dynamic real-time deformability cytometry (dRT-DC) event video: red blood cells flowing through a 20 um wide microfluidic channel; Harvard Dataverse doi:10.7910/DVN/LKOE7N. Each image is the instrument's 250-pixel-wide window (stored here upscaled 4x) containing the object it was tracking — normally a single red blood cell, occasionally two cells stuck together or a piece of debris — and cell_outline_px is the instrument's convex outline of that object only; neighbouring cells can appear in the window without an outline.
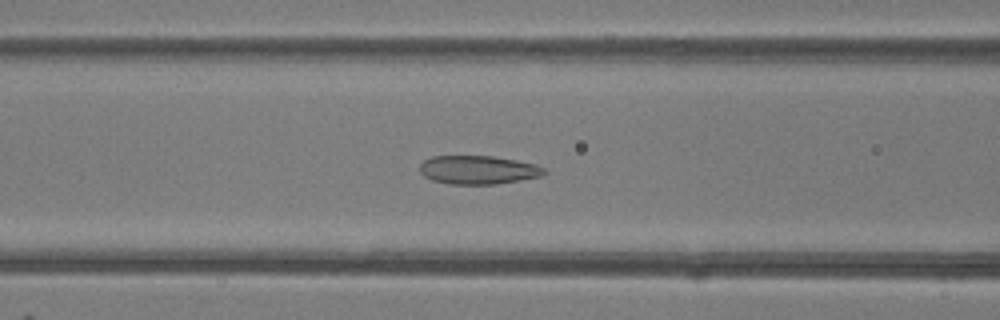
{"species": "common noctule bat (a hibernating species)", "species_latin": "Nyctalus noctula", "temperature_condition": "room temperature", "stored_images_in_passage": 49, "camera_frame_rate_fps": 3000, "um_per_image_px": 0.085, "animal": {"sex": "female"}, "frame": {"image": 1, "passage_image": 20, "time_ms": 6.333, "image_size_px": [1000, 320], "cell_outline_px": [[548, 172], [540, 176], [496, 184], [452, 184], [432, 180], [424, 176], [420, 172], [420, 164], [424, 160], [432, 156], [492, 156], [516, 160], [536, 164], [548, 168]], "centroid_in_image_um": [40.67, 14.43], "position_along_channel_um": 125.9, "area_um2": 20.75}}
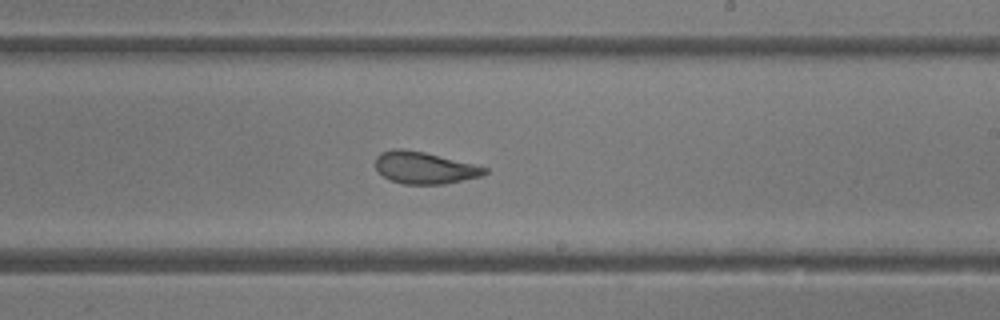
{"frame": {"image": 2, "passage_image": 29, "time_ms": 9.333, "image_size_px": [1000, 320], "cell_outline_px": [[488, 172], [480, 176], [444, 184], [404, 184], [392, 180], [384, 176], [376, 168], [376, 156], [380, 152], [396, 148], [400, 148], [424, 152], [488, 168]], "centroid_in_image_um": [36.05, 14.26], "position_along_channel_um": 252.9, "area_um2": 20.0}}
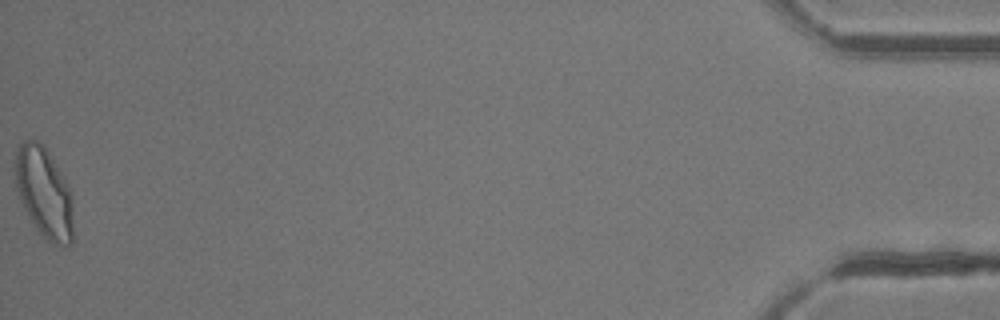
{"frame": {"image": 3, "passage_image": 49, "time_ms": 16.0, "image_size_px": [1000, 320], "cell_outline_px": [[72, 244], [68, 248], [52, 244], [36, 228], [20, 200], [16, 188], [12, 168], [16, 144], [24, 140], [36, 140], [44, 144], [64, 176], [72, 192]], "centroid_in_image_um": [3.72, 16.31], "position_along_channel_um": 431.5, "area_um2": 31.5}, "authors_computed_cell_mechanics": {"area_um2": 23.698, "velocity_mm_per_s": 4.2303, "shape_relaxation_time_tau1_ms": 4.6173, "shape_relaxation_time_tau2_ms": 1.0725, "deformation_change_tau1": 0.1409, "deformation_change_tau2": 0.0719}}